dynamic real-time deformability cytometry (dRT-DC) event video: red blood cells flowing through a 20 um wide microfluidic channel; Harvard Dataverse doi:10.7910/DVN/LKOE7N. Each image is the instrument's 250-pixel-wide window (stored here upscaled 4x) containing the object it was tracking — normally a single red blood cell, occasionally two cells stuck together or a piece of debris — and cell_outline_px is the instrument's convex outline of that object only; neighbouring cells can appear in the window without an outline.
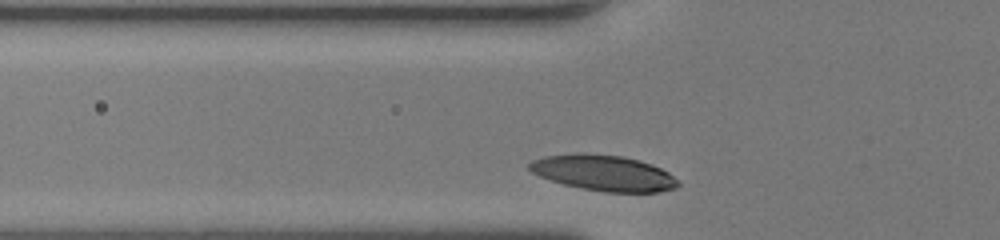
{"species": "human", "species_latin": "Homo sapiens", "temperature_condition": "room temperature", "stored_images_in_passage": 24, "camera_frame_rate_fps": 3000, "um_per_image_px": 0.085, "donor": {"sex": "female"}, "frame": {"image": 1, "passage_image": 2, "time_ms": 0.333, "image_size_px": [1000, 240], "cell_outline_px": [[680, 184], [676, 188], [660, 192], [604, 192], [580, 188], [564, 184], [540, 176], [532, 172], [528, 168], [528, 164], [532, 160], [544, 156], [576, 152], [584, 152], [620, 156], [640, 160], [652, 164], [668, 172]], "centroid_in_image_um": [51.29, 14.69], "position_along_channel_um": 74.5, "area_um2": 31.1}}
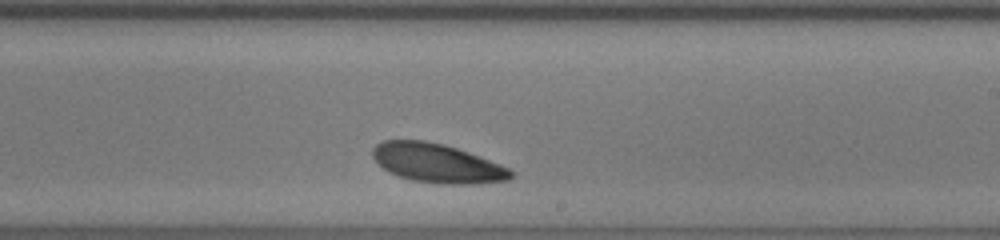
{"frame": {"image": 2, "passage_image": 15, "time_ms": 4.667, "image_size_px": [1000, 240], "cell_outline_px": [[516, 176], [508, 180], [476, 184], [436, 184], [412, 180], [388, 172], [372, 156], [372, 148], [376, 144], [384, 140], [424, 140], [444, 144], [468, 152], [500, 164], [508, 168]], "centroid_in_image_um": [37.16, 13.88], "position_along_channel_um": 251.8, "area_um2": 31.44}}
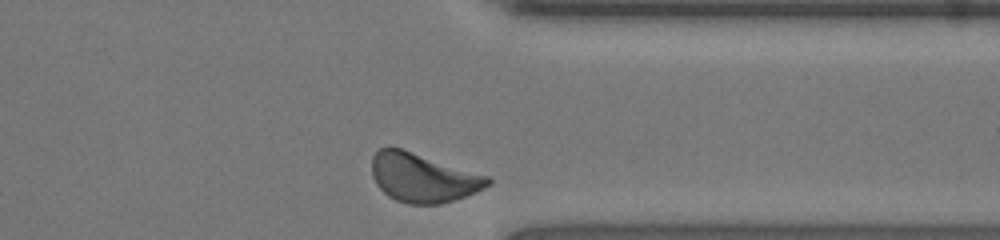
{"frame": {"image": 3, "passage_image": 24, "time_ms": 7.667, "image_size_px": [1000, 240], "cell_outline_px": [[492, 184], [476, 192], [440, 204], [408, 204], [396, 200], [388, 196], [376, 184], [372, 176], [372, 156], [380, 148], [400, 148], [488, 176], [492, 180]], "centroid_in_image_um": [35.94, 15.12], "position_along_channel_um": 375.5, "area_um2": 32.71}}